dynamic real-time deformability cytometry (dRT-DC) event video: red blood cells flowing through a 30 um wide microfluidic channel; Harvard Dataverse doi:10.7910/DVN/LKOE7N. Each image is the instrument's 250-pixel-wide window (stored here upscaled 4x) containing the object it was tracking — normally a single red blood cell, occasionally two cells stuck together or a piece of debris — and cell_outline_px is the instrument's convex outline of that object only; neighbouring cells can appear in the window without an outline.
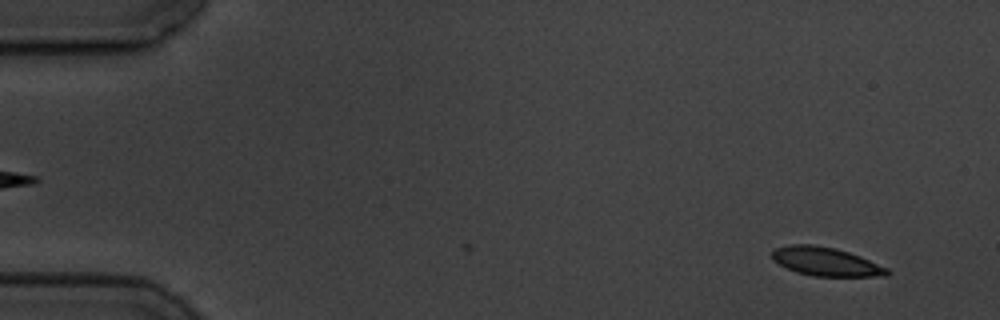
{"species": "common noctule bat (a hibernating species)", "species_latin": "Nyctalus noctula", "temperature_condition": "cold", "stored_images_in_passage": 4, "segment_of_instrument_passage": [1, 2], "camera_frame_rate_fps": 3000, "um_per_image_px": 0.085, "animal": {"sex": "male", "body_mass_g": 19.5, "forearm_length_mm": 54.6}, "frame": {"image": 1, "passage_image": 1, "time_ms": 0.0, "image_size_px": [1000, 320], "cell_outline_px": [[892, 272], [888, 276], [812, 276], [796, 272], [772, 260], [772, 248], [788, 244], [812, 244], [836, 248], [860, 256], [888, 268]], "centroid_in_image_um": [70.18, 22.23], "position_along_channel_um": 14.8, "area_um2": 19.36}}
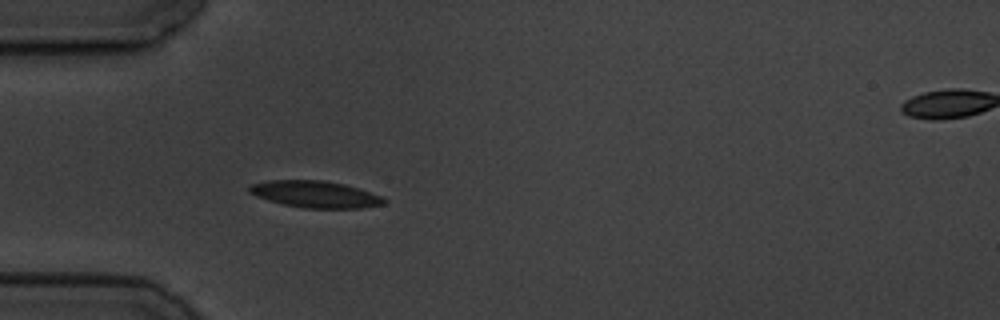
{"frame": {"image": 2, "passage_image": 3, "time_ms": 4.333, "image_size_px": [1000, 320], "cell_outline_px": [[388, 200], [384, 204], [360, 208], [304, 208], [284, 204], [268, 200], [256, 196], [248, 192], [248, 188], [252, 184], [268, 180], [324, 180], [344, 184], [360, 188], [380, 196]], "centroid_in_image_um": [26.8, 16.51], "position_along_channel_um": 58.2, "area_um2": 20.98}}